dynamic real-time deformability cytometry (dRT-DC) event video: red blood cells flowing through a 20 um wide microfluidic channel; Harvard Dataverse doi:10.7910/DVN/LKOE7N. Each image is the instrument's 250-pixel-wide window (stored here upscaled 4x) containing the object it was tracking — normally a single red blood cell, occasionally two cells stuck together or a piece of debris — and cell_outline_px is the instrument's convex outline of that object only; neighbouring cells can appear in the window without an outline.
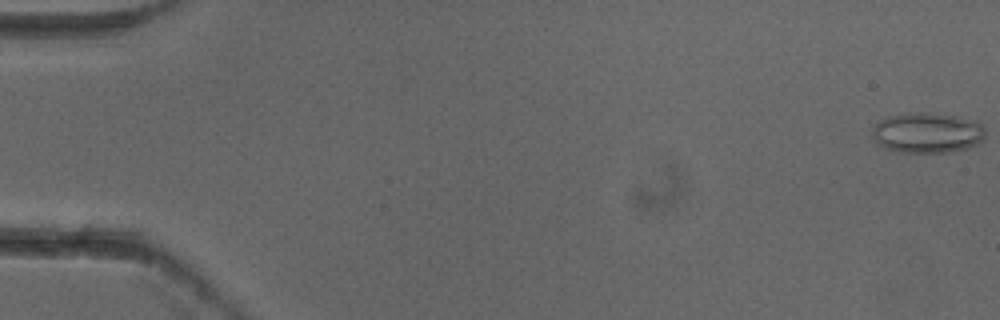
{"species": "common noctule bat (a hibernating species)", "species_latin": "Nyctalus noctula", "temperature_condition": "cold", "stored_images_in_passage": 3, "camera_frame_rate_fps": 3000, "um_per_image_px": 0.085, "animal": {"sex": "female"}, "frame": {"image": 1, "passage_image": 1, "time_ms": 0.0, "image_size_px": [1000, 320], "cell_outline_px": [[984, 136], [976, 144], [968, 148], [948, 152], [904, 152], [884, 148], [876, 140], [872, 132], [872, 128], [880, 120], [888, 116], [920, 112], [956, 116], [976, 120], [984, 128]], "centroid_in_image_um": [78.83, 11.28], "position_along_channel_um": 6.2, "area_um2": 26.24}}